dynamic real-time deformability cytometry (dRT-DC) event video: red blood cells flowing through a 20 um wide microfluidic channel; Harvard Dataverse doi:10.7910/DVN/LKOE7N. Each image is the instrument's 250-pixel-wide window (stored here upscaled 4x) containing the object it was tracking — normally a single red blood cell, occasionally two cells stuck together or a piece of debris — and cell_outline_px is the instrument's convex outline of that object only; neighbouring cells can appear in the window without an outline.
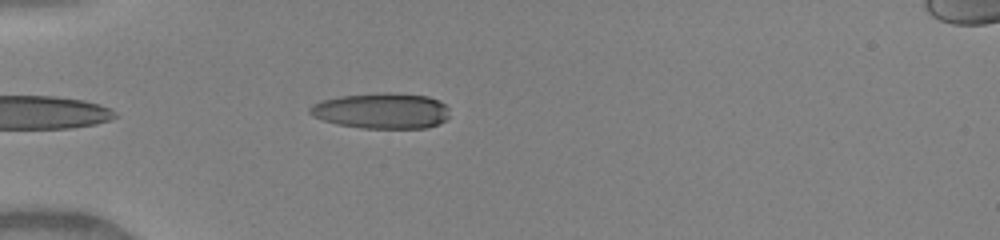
{"species": "human", "species_latin": "Homo sapiens", "temperature_condition": "warm", "stored_images_in_passage": 31, "camera_frame_rate_fps": 3000, "um_per_image_px": 0.085, "donor": {"sex": "female"}, "frame": {"image": 1, "passage_image": 1, "time_ms": 0.0, "image_size_px": [1000, 240], "cell_outline_px": [[448, 116], [440, 124], [424, 128], [360, 128], [336, 124], [312, 116], [308, 112], [308, 108], [312, 104], [320, 100], [340, 96], [384, 92], [388, 92], [428, 96], [440, 100], [448, 108]], "centroid_in_image_um": [32.41, 9.41], "position_along_channel_um": 52.6, "area_um2": 29.3}}
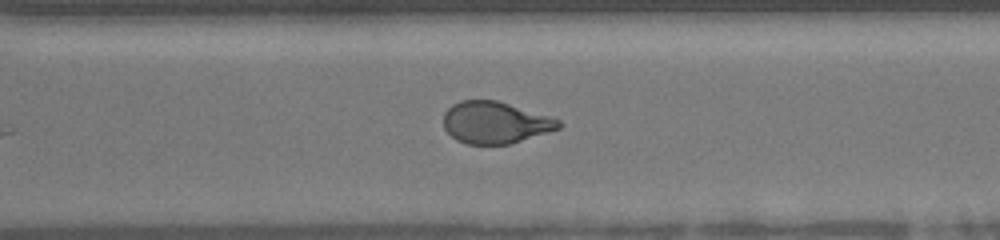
{"frame": {"image": 2, "passage_image": 22, "time_ms": 7.0, "image_size_px": [1000, 240], "cell_outline_px": [[564, 124], [560, 128], [548, 132], [508, 144], [468, 144], [456, 140], [444, 128], [444, 112], [452, 104], [460, 100], [496, 100], [552, 116], [560, 120]], "centroid_in_image_um": [42.11, 10.4], "position_along_channel_um": 328.5, "area_um2": 28.15}, "authors_computed_cell_mechanics": {"area_um2": 29.5936, "velocity_mm_per_s": 4.1777, "shape_relaxation_time_tau1_ms": 5.0486, "shape_relaxation_time_tau2_ms": 1.1688, "deformation_change_tau1": 0.212, "deformation_change_tau2": 0.0765}}